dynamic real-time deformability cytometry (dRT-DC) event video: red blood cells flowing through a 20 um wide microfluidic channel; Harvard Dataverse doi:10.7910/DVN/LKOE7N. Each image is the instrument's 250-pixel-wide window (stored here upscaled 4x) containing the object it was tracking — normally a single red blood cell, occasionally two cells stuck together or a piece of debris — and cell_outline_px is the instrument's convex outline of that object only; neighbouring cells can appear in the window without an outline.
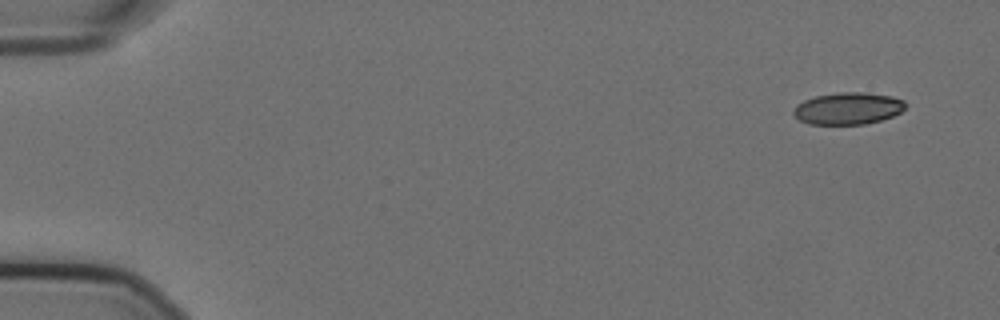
{"species": "Egyptian fruit bat (a non-hibernating species)", "species_latin": "Rousettus aegyptiacus", "temperature_condition": "cold", "stored_images_in_passage": 54, "camera_frame_rate_fps": 3000, "um_per_image_px": 0.085, "animal": {"sex": "female"}, "frame": {"image": 1, "passage_image": 1, "time_ms": 0.0, "image_size_px": [1000, 320], "cell_outline_px": [[904, 108], [900, 112], [892, 116], [880, 120], [864, 124], [808, 124], [800, 120], [792, 112], [792, 108], [796, 104], [804, 100], [816, 96], [840, 92], [864, 92], [892, 96], [904, 100]], "centroid_in_image_um": [72.04, 9.21], "position_along_channel_um": 13.0, "area_um2": 20.81}}
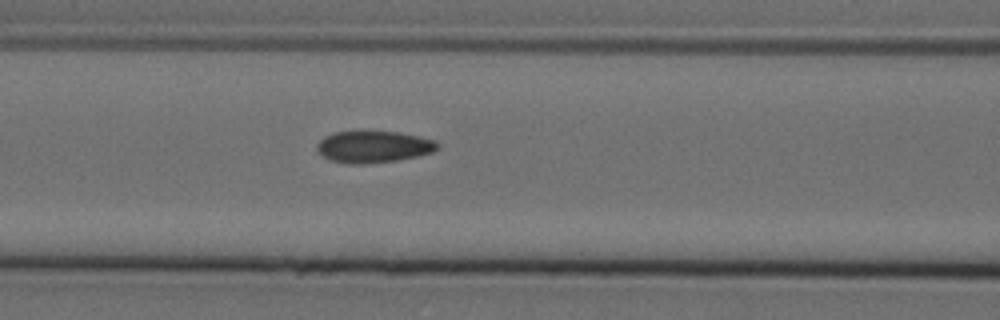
{"frame": {"image": 2, "passage_image": 22, "time_ms": 7.0, "image_size_px": [1000, 320], "cell_outline_px": [[440, 144], [432, 152], [416, 156], [396, 160], [364, 164], [348, 164], [332, 160], [324, 156], [316, 148], [316, 144], [324, 136], [336, 132], [400, 132], [420, 136], [436, 140]], "centroid_in_image_um": [31.76, 12.47], "position_along_channel_um": 134.8, "area_um2": 22.08}}
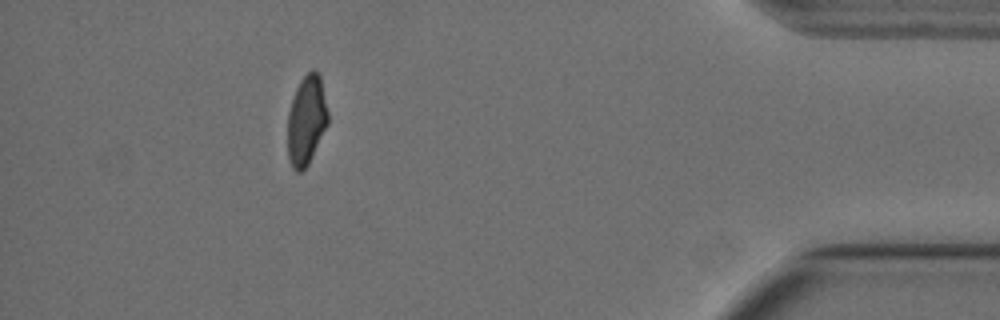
{"frame": {"image": 3, "passage_image": 49, "time_ms": 16.0, "image_size_px": [1000, 320], "cell_outline_px": [[328, 124], [308, 164], [300, 172], [296, 172], [292, 168], [288, 156], [288, 112], [296, 88], [300, 80], [312, 68], [320, 76], [328, 112]], "centroid_in_image_um": [26.04, 10.22], "position_along_channel_um": 409.2, "area_um2": 20.87}, "authors_computed_cell_mechanics": {"area_um2": 22.1085, "velocity_mm_per_s": 3.5838, "shape_relaxation_time_tau1_ms": null, "shape_relaxation_time_tau2_ms": 1.4237, "deformation_change_tau1": null, "deformation_change_tau2": 0.0591}}